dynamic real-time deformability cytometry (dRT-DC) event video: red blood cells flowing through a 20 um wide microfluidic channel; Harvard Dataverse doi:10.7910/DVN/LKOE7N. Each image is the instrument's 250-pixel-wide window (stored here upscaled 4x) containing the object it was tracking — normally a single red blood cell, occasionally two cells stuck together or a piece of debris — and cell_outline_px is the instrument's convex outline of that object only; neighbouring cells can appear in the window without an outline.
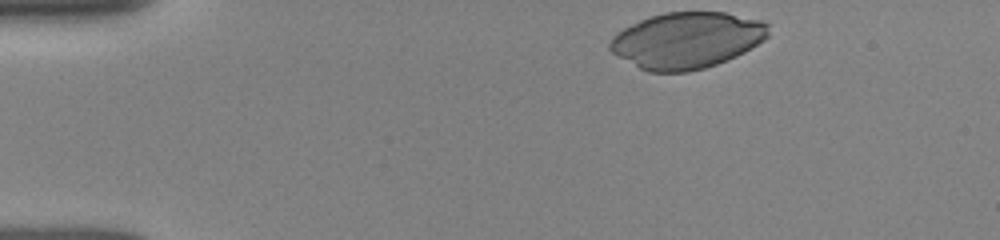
{"species": "human", "species_latin": "Homo sapiens", "temperature_condition": "room temperature", "stored_images_in_passage": 16, "camera_frame_rate_fps": 3000, "um_per_image_px": 0.085, "donor": {"sex": "female"}, "frame": {"image": 1, "passage_image": 1, "time_ms": 0.0, "image_size_px": [1000, 240], "cell_outline_px": [[768, 36], [764, 40], [744, 52], [736, 56], [716, 64], [704, 68], [688, 72], [648, 72], [640, 68], [612, 52], [608, 48], [608, 44], [612, 36], [616, 32], [640, 20], [664, 12], [724, 12], [764, 20], [768, 24]], "centroid_in_image_um": [58.38, 3.42], "position_along_channel_um": 26.6, "area_um2": 51.9}}